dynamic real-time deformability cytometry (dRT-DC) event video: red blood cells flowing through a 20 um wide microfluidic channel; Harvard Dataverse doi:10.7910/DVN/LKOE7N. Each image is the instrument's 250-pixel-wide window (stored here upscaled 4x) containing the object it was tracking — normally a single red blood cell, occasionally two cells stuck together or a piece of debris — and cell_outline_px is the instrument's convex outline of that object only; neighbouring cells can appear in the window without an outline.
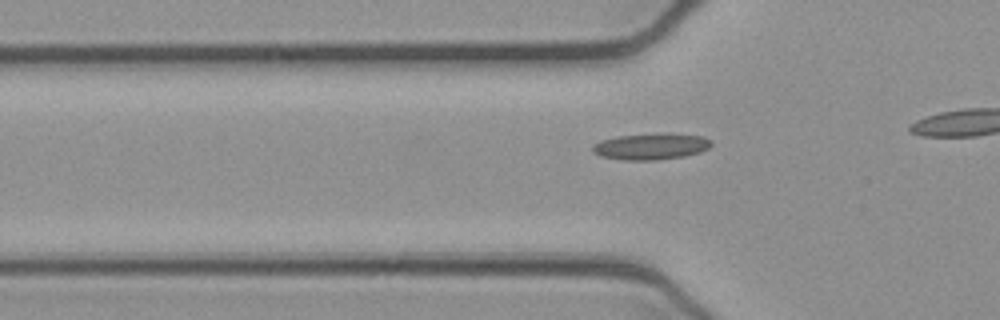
{"species": "common noctule bat (a hibernating species)", "species_latin": "Nyctalus noctula", "temperature_condition": "cold", "stored_images_in_passage": 21, "camera_frame_rate_fps": 3000, "um_per_image_px": 0.085, "animal": {"sex": "female", "body_mass_g": 21.9}, "frame": {"image": 1, "passage_image": 11, "time_ms": 3.333, "image_size_px": [1000, 320], "cell_outline_px": [[712, 144], [708, 148], [700, 152], [684, 156], [656, 160], [620, 160], [600, 156], [592, 152], [592, 144], [600, 140], [616, 136], [664, 132], [668, 132], [704, 136], [712, 140]], "centroid_in_image_um": [55.32, 12.43], "position_along_channel_um": 70.5, "area_um2": 18.73}}
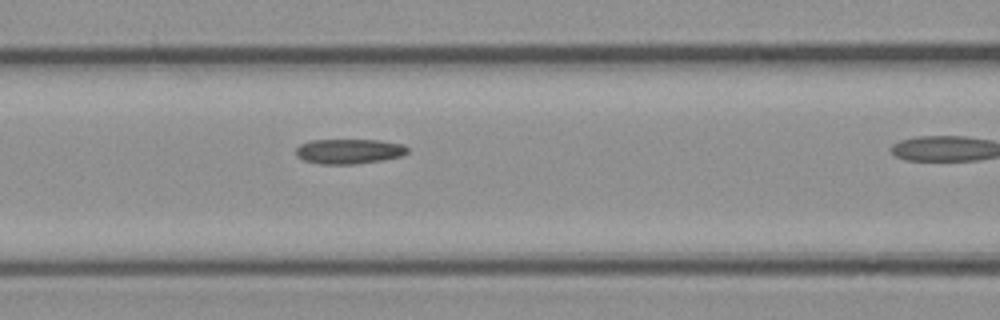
{"frame": {"image": 2, "passage_image": 16, "time_ms": 5.0, "image_size_px": [1000, 320], "cell_outline_px": [[408, 152], [404, 156], [384, 160], [356, 164], [320, 164], [304, 160], [296, 156], [296, 148], [300, 144], [312, 140], [380, 140], [404, 144], [408, 148]], "centroid_in_image_um": [29.71, 12.86], "position_along_channel_um": 136.9, "area_um2": 16.42}}
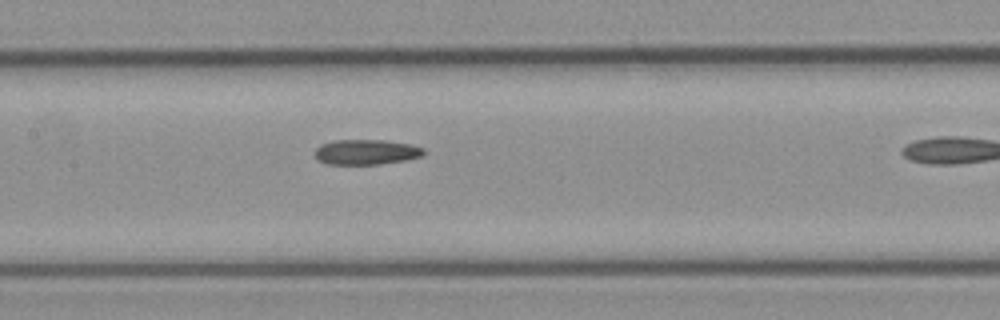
{"frame": {"image": 3, "passage_image": 19, "time_ms": 6.0, "image_size_px": [1000, 320], "cell_outline_px": [[424, 156], [408, 160], [380, 164], [324, 164], [316, 160], [316, 148], [320, 144], [336, 140], [384, 140], [412, 144], [424, 148]], "centroid_in_image_um": [31.15, 12.93], "position_along_channel_um": 176.3, "area_um2": 16.18}}